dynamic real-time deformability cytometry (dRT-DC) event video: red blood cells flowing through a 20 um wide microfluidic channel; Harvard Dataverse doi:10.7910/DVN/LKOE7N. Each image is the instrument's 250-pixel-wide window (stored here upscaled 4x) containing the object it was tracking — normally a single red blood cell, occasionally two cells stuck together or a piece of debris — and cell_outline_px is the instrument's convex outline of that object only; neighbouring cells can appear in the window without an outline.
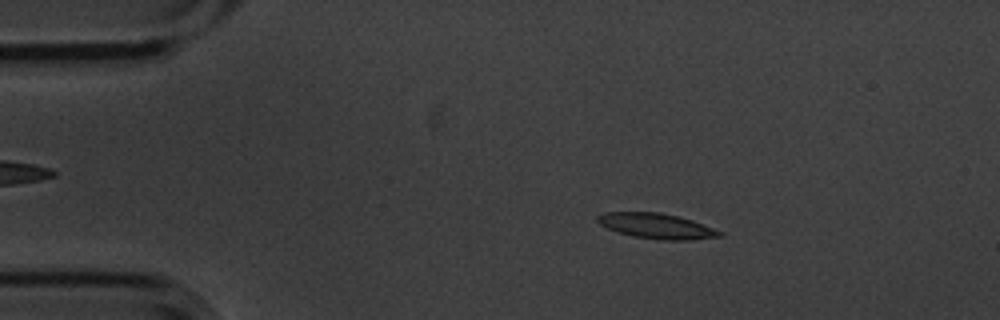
{"species": "common noctule bat (a hibernating species)", "species_latin": "Nyctalus noctula", "temperature_condition": "cold", "stored_images_in_passage": 5, "camera_frame_rate_fps": 3000, "um_per_image_px": 0.085, "animal": {"sex": "male", "body_mass_g": 20.1, "forearm_length_mm": 53.5}, "frame": {"image": 1, "passage_image": 2, "time_ms": 0.333, "image_size_px": [1000, 320], "cell_outline_px": [[724, 236], [692, 240], [660, 240], [632, 236], [608, 228], [600, 224], [596, 220], [596, 216], [604, 212], [660, 212], [692, 220], [724, 232]], "centroid_in_image_um": [55.83, 19.21], "position_along_channel_um": 29.2, "area_um2": 18.03}}
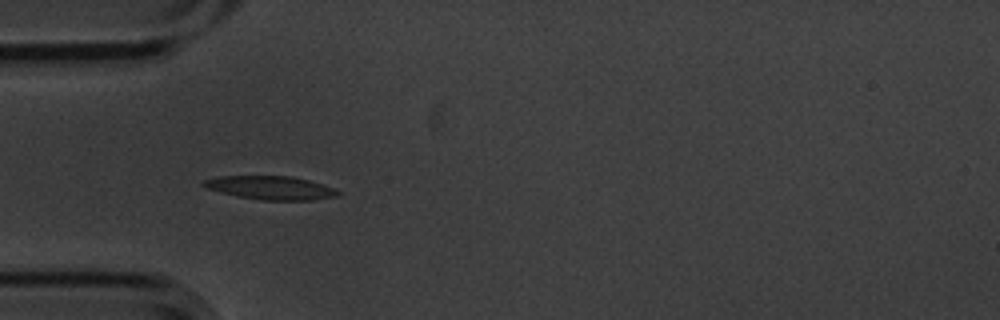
{"frame": {"image": 2, "passage_image": 4, "time_ms": 1.0, "image_size_px": [1000, 320], "cell_outline_px": [[340, 196], [312, 200], [260, 200], [236, 196], [220, 192], [208, 188], [200, 184], [204, 180], [220, 176], [292, 176], [308, 180], [336, 188], [340, 192]], "centroid_in_image_um": [23.04, 15.96], "position_along_channel_um": 62.0, "area_um2": 18.5}}
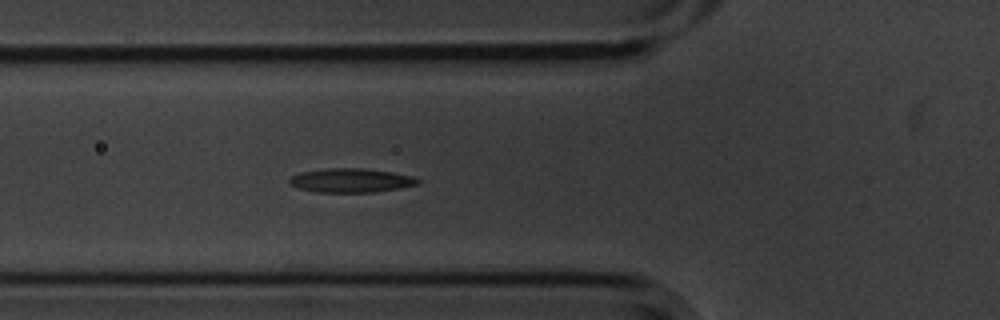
{"frame": {"image": 3, "passage_image": 5, "time_ms": 1.333, "image_size_px": [1000, 320], "cell_outline_px": [[424, 180], [420, 184], [400, 188], [372, 192], [316, 192], [300, 188], [292, 184], [288, 180], [292, 176], [300, 172], [324, 168], [364, 168], [392, 172], [412, 176]], "centroid_in_image_um": [29.89, 15.32], "position_along_channel_um": 95.9, "area_um2": 18.03}}